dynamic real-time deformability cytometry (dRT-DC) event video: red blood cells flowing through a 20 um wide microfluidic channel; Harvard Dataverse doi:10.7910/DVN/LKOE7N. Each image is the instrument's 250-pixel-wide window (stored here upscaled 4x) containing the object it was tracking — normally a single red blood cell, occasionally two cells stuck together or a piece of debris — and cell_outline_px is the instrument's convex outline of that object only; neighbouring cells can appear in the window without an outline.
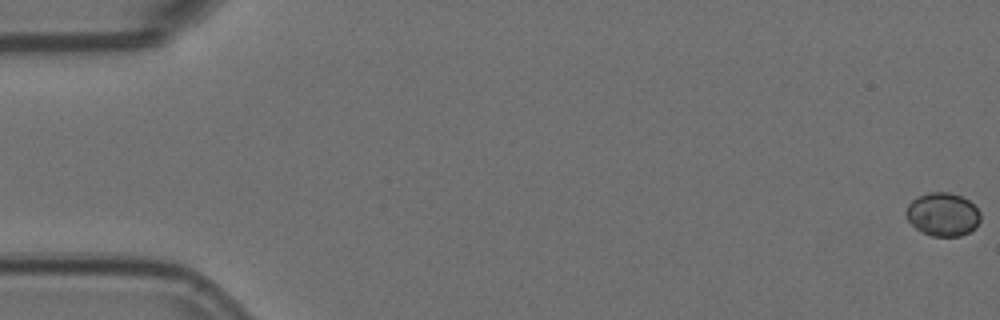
{"species": "Egyptian fruit bat (a non-hibernating species)", "species_latin": "Rousettus aegyptiacus", "temperature_condition": "room temperature", "stored_images_in_passage": 6, "camera_frame_rate_fps": 3000, "um_per_image_px": 0.085, "animal": {"sex": "female"}, "frame": {"image": 1, "passage_image": 1, "time_ms": 0.0, "image_size_px": [1000, 320], "cell_outline_px": [[980, 220], [976, 228], [960, 236], [932, 236], [916, 228], [908, 220], [904, 212], [908, 204], [912, 200], [920, 196], [932, 192], [948, 192], [960, 196], [968, 200], [980, 212]], "centroid_in_image_um": [80.13, 18.23], "position_along_channel_um": 4.9, "area_um2": 18.61}}
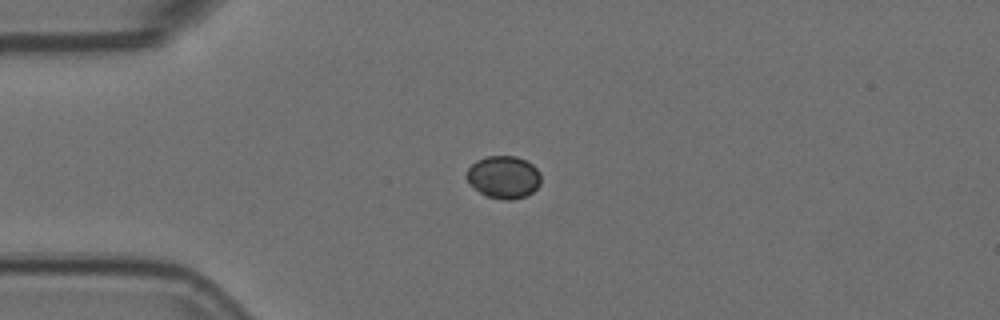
{"frame": {"image": 2, "passage_image": 5, "time_ms": 1.333, "image_size_px": [1000, 320], "cell_outline_px": [[540, 184], [532, 192], [524, 196], [512, 200], [504, 200], [488, 196], [480, 192], [468, 184], [464, 176], [468, 168], [476, 160], [488, 156], [516, 156], [532, 164], [540, 172]], "centroid_in_image_um": [42.77, 15.05], "position_along_channel_um": 42.2, "area_um2": 18.5}}